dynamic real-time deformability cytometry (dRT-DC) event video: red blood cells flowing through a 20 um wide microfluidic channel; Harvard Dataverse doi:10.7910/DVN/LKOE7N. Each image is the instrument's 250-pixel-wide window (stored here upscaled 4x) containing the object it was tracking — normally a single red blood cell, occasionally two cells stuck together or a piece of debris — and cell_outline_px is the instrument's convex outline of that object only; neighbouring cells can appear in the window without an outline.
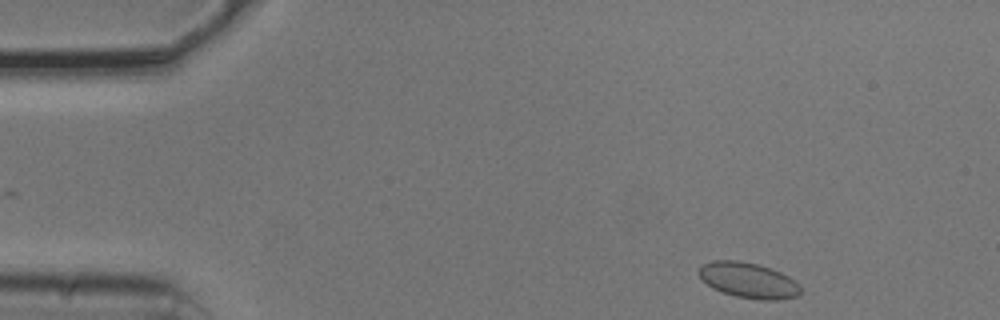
{"species": "common noctule bat (a hibernating species)", "species_latin": "Nyctalus noctula", "temperature_condition": "cold", "stored_images_in_passage": 48, "camera_frame_rate_fps": 3000, "um_per_image_px": 0.085, "animal": {"sex": "male", "body_mass_g": 20.5, "forearm_length_mm": 52.5}, "frame": {"image": 1, "passage_image": 1, "time_ms": 0.0, "image_size_px": [1000, 320], "cell_outline_px": [[800, 292], [796, 296], [776, 300], [760, 300], [736, 296], [712, 288], [696, 272], [704, 264], [712, 260], [736, 260], [760, 264], [780, 272], [788, 276], [800, 284]], "centroid_in_image_um": [63.62, 23.81], "position_along_channel_um": 21.4, "area_um2": 20.92}}
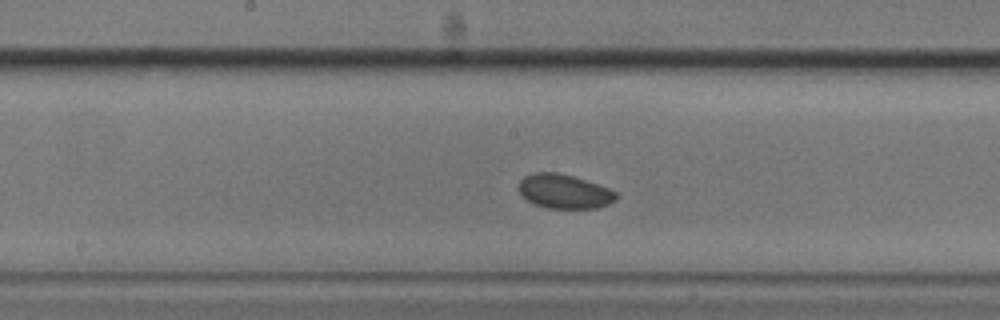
{"frame": {"image": 2, "passage_image": 22, "time_ms": 7.0, "image_size_px": [1000, 320], "cell_outline_px": [[616, 200], [608, 204], [596, 208], [548, 208], [536, 204], [528, 200], [520, 192], [520, 180], [524, 176], [532, 172], [556, 172], [572, 176], [608, 188], [616, 192]], "centroid_in_image_um": [47.96, 16.26], "position_along_channel_um": 200.2, "area_um2": 19.07}}
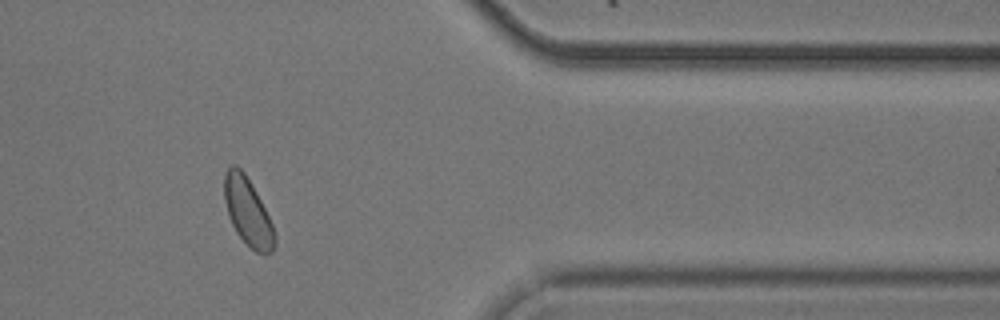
{"frame": {"image": 3, "passage_image": 39, "time_ms": 12.667, "image_size_px": [1000, 320], "cell_outline_px": [[276, 240], [272, 252], [256, 252], [236, 232], [228, 216], [224, 200], [224, 172], [232, 164], [236, 164], [244, 172], [252, 184], [272, 224], [276, 236]], "centroid_in_image_um": [21.03, 17.95], "position_along_channel_um": 390.4, "area_um2": 19.59}}